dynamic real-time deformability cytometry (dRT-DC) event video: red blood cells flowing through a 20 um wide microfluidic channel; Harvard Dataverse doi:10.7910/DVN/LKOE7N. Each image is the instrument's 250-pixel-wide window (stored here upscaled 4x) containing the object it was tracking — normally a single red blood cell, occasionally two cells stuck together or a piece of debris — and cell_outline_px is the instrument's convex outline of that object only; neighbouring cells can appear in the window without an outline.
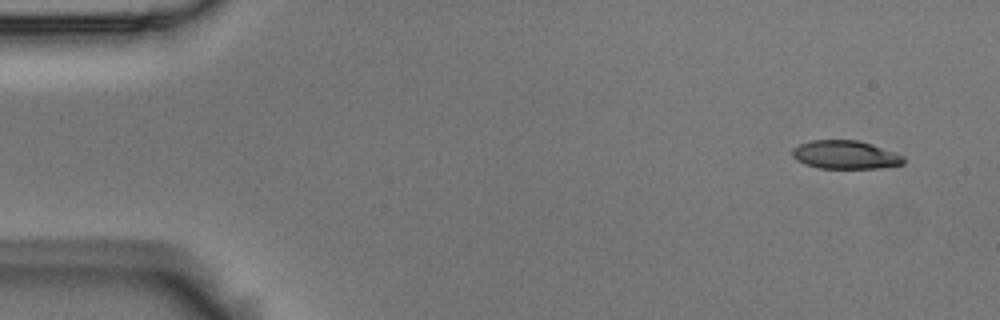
{"species": "Egyptian fruit bat (a non-hibernating species)", "species_latin": "Rousettus aegyptiacus", "temperature_condition": "room temperature", "stored_images_in_passage": 8, "camera_frame_rate_fps": 3000, "um_per_image_px": 0.085, "animal": {"sex": "male"}, "frame": {"image": 1, "passage_image": 1, "time_ms": 0.0, "image_size_px": [1000, 320], "cell_outline_px": [[904, 164], [880, 168], [820, 168], [804, 164], [796, 160], [792, 156], [792, 148], [800, 144], [812, 140], [860, 140], [896, 152], [904, 156]], "centroid_in_image_um": [71.86, 13.15], "position_along_channel_um": 13.1, "area_um2": 18.55}}
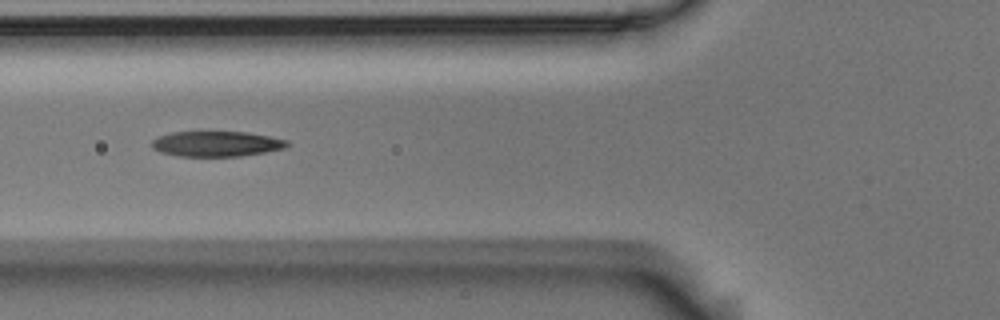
{"frame": {"image": 2, "passage_image": 6, "time_ms": 1.667, "image_size_px": [1000, 320], "cell_outline_px": [[292, 144], [284, 148], [264, 152], [240, 156], [180, 156], [160, 152], [152, 148], [152, 140], [160, 136], [172, 132], [248, 132], [288, 140]], "centroid_in_image_um": [18.42, 12.22], "position_along_channel_um": 107.4, "area_um2": 19.88}}
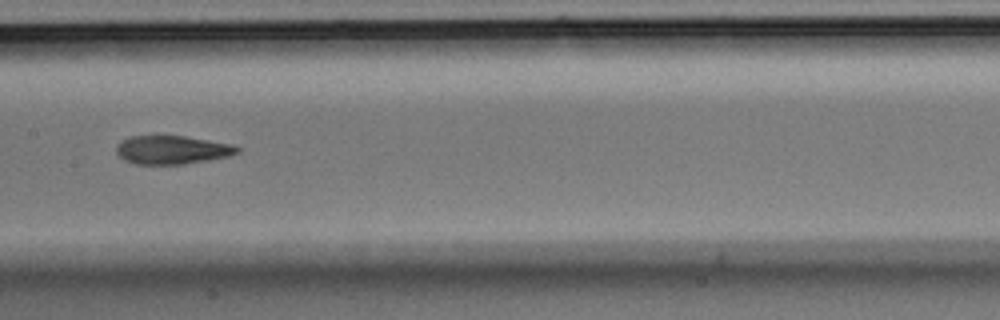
{"frame": {"image": 3, "passage_image": 8, "time_ms": 2.333, "image_size_px": [1000, 320], "cell_outline_px": [[240, 152], [228, 156], [208, 160], [184, 164], [136, 164], [124, 160], [116, 152], [116, 148], [120, 140], [132, 136], [184, 136], [232, 144], [240, 148]], "centroid_in_image_um": [14.62, 12.74], "position_along_channel_um": 192.8, "area_um2": 20.0}}